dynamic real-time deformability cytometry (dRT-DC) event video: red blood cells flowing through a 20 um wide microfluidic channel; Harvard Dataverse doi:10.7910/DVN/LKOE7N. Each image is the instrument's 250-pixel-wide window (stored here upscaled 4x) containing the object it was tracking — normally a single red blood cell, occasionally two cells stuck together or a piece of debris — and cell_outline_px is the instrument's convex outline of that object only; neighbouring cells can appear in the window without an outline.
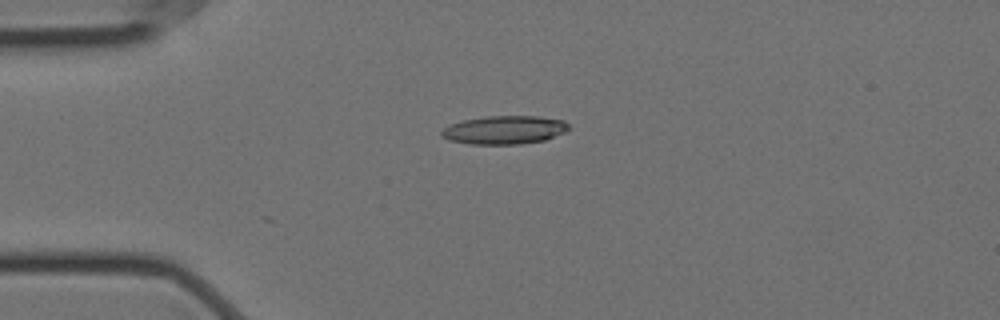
{"species": "Egyptian fruit bat (a non-hibernating species)", "species_latin": "Rousettus aegyptiacus", "temperature_condition": "cold", "stored_images_in_passage": 5, "camera_frame_rate_fps": 3000, "um_per_image_px": 0.085, "animal": {"sex": "female"}, "frame": {"image": 1, "passage_image": 4, "time_ms": 1.0, "image_size_px": [1000, 320], "cell_outline_px": [[572, 128], [564, 132], [544, 140], [520, 144], [468, 144], [448, 140], [440, 136], [440, 132], [448, 124], [464, 120], [484, 116], [540, 116], [564, 120]], "centroid_in_image_um": [42.85, 11.04], "position_along_channel_um": 42.1, "area_um2": 21.27}}